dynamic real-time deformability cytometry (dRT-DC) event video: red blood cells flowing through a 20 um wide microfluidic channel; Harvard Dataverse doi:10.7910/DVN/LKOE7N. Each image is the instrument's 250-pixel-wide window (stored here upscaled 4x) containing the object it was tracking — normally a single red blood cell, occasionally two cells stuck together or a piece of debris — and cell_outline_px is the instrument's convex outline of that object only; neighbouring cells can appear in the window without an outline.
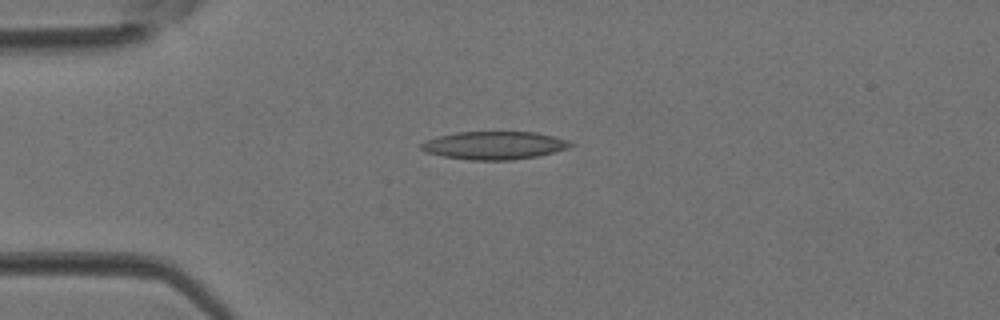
{"species": "Egyptian fruit bat (a non-hibernating species)", "species_latin": "Rousettus aegyptiacus", "temperature_condition": "room temperature", "stored_images_in_passage": 3, "camera_frame_rate_fps": 3000, "um_per_image_px": 0.085, "animal": {"sex": "female"}, "frame": {"image": 1, "passage_image": 2, "time_ms": 0.333, "image_size_px": [1000, 320], "cell_outline_px": [[576, 144], [568, 148], [536, 156], [512, 160], [468, 160], [444, 156], [424, 152], [420, 148], [420, 144], [424, 140], [436, 136], [456, 132], [536, 132], [556, 136], [568, 140]], "centroid_in_image_um": [41.99, 12.35], "position_along_channel_um": 43.0, "area_um2": 24.57}}
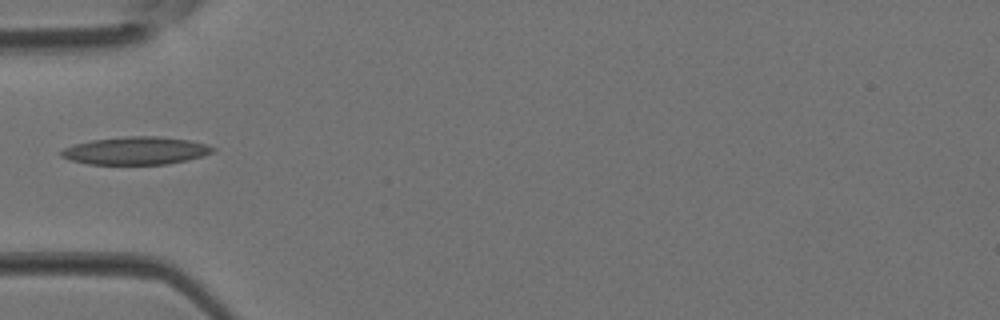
{"frame": {"image": 2, "passage_image": 3, "time_ms": 0.667, "image_size_px": [1000, 320], "cell_outline_px": [[216, 148], [212, 152], [204, 156], [188, 160], [164, 164], [88, 164], [72, 160], [60, 156], [60, 152], [64, 148], [76, 144], [92, 140], [124, 136], [160, 136], [188, 140], [204, 144]], "centroid_in_image_um": [11.55, 12.81], "position_along_channel_um": 73.4, "area_um2": 24.39}}